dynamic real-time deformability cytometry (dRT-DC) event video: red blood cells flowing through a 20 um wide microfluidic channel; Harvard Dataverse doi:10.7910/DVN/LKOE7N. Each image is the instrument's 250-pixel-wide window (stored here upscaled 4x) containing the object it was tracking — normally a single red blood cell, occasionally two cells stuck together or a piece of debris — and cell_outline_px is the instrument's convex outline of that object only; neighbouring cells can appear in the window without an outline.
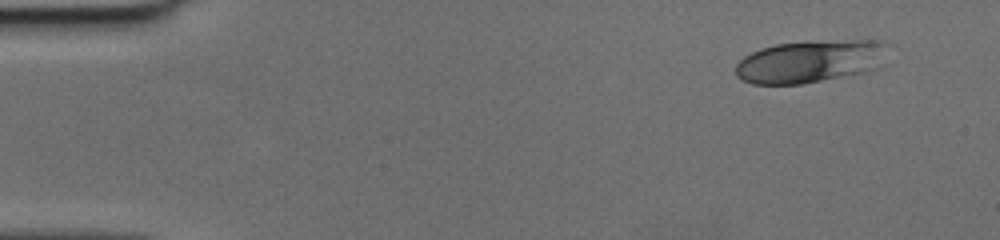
{"species": "human", "species_latin": "Homo sapiens", "temperature_condition": "cold", "stored_images_in_passage": 46, "camera_frame_rate_fps": 3000, "um_per_image_px": 0.085, "donor": {"sex": "female"}, "frame": {"image": 1, "passage_image": 1, "time_ms": 0.0, "image_size_px": [1000, 240], "cell_outline_px": [[892, 44], [876, 68], [864, 72], [800, 84], [752, 84], [736, 76], [736, 64], [744, 56], [760, 48], [776, 44], [852, 40], [884, 40]], "centroid_in_image_um": [68.89, 5.21], "position_along_channel_um": 16.1, "area_um2": 37.45}}
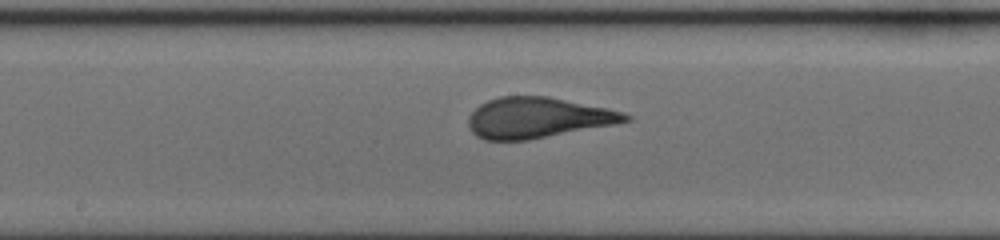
{"frame": {"image": 2, "passage_image": 23, "time_ms": 7.333, "image_size_px": [1000, 240], "cell_outline_px": [[632, 120], [616, 124], [528, 140], [484, 140], [476, 136], [468, 128], [468, 116], [480, 104], [488, 100], [500, 96], [548, 96], [608, 108], [624, 112], [632, 116]], "centroid_in_image_um": [45.71, 10.01], "position_along_channel_um": 202.5, "area_um2": 37.4}}
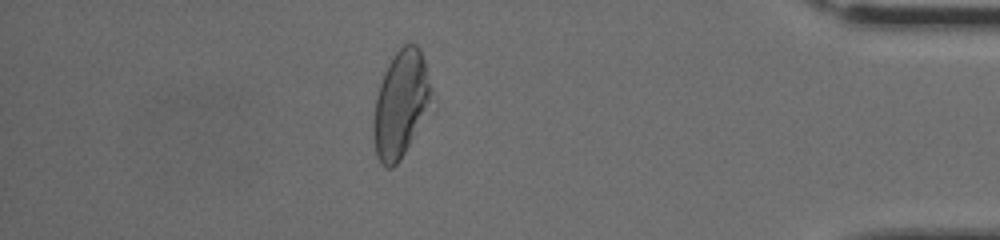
{"frame": {"image": 3, "passage_image": 40, "time_ms": 13.0, "image_size_px": [1000, 240], "cell_outline_px": [[436, 96], [400, 160], [392, 168], [388, 168], [376, 156], [372, 128], [376, 96], [384, 72], [388, 64], [396, 52], [404, 44], [416, 44], [420, 48]], "centroid_in_image_um": [34.09, 8.82], "position_along_channel_um": 401.1, "area_um2": 36.13}}